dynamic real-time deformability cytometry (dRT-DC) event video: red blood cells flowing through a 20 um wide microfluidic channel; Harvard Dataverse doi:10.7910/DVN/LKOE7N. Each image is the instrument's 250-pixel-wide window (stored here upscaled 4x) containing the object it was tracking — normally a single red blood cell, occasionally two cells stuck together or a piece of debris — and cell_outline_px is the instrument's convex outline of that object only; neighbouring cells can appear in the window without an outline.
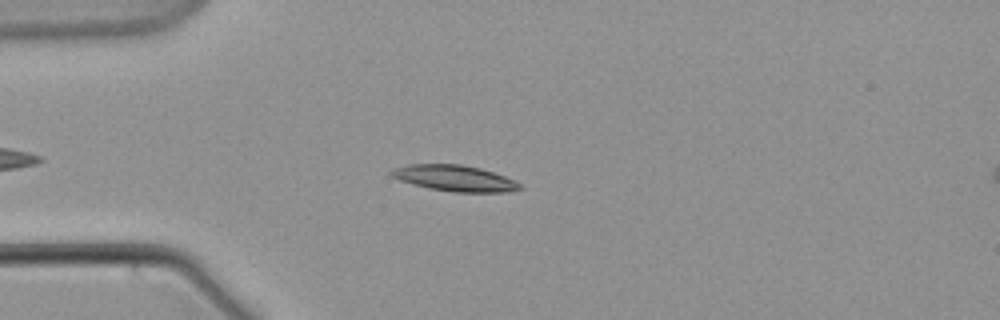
{"species": "common noctule bat (a hibernating species)", "species_latin": "Nyctalus noctula", "temperature_condition": "warm", "stored_images_in_passage": 52, "camera_frame_rate_fps": 3000, "um_per_image_px": 0.085, "animal": {"sex": "male", "body_mass_g": 21.5, "forearm_length_mm": 52.0}, "frame": {"image": 1, "passage_image": 8, "time_ms": 2.333, "image_size_px": [1000, 320], "cell_outline_px": [[524, 188], [512, 192], [452, 192], [428, 188], [412, 184], [400, 180], [392, 176], [388, 172], [392, 168], [408, 164], [460, 164], [480, 168], [504, 176], [520, 184]], "centroid_in_image_um": [38.62, 15.15], "position_along_channel_um": 46.4, "area_um2": 19.54}}
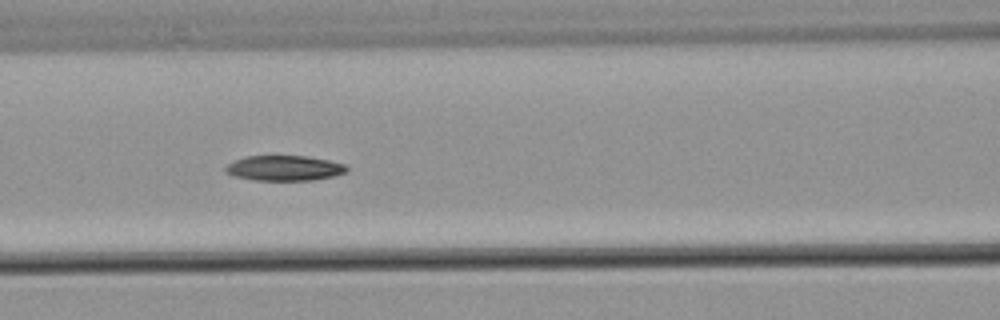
{"frame": {"image": 2, "passage_image": 18, "time_ms": 5.667, "image_size_px": [1000, 320], "cell_outline_px": [[348, 172], [336, 176], [312, 180], [252, 180], [232, 176], [224, 172], [224, 168], [228, 164], [244, 156], [308, 156], [348, 164]], "centroid_in_image_um": [24.19, 14.29], "position_along_channel_um": 142.4, "area_um2": 18.09}}
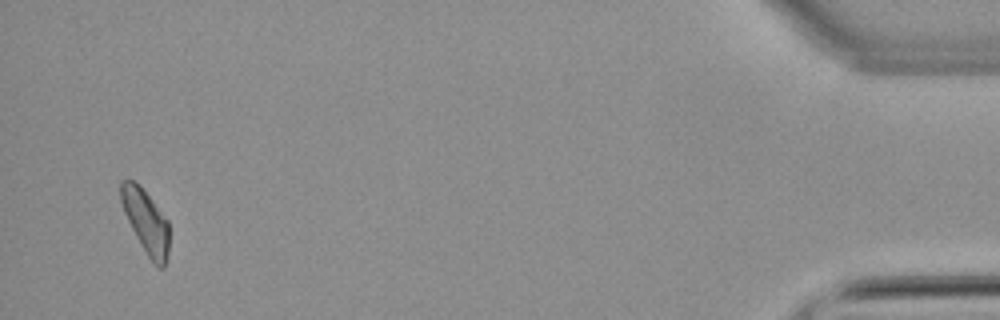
{"frame": {"image": 3, "passage_image": 50, "time_ms": 16.333, "image_size_px": [1000, 320], "cell_outline_px": [[168, 256], [164, 268], [156, 268], [152, 264], [140, 244], [124, 212], [120, 200], [120, 180], [132, 180], [140, 184], [168, 220]], "centroid_in_image_um": [12.4, 18.85], "position_along_channel_um": 422.8, "area_um2": 18.09}}